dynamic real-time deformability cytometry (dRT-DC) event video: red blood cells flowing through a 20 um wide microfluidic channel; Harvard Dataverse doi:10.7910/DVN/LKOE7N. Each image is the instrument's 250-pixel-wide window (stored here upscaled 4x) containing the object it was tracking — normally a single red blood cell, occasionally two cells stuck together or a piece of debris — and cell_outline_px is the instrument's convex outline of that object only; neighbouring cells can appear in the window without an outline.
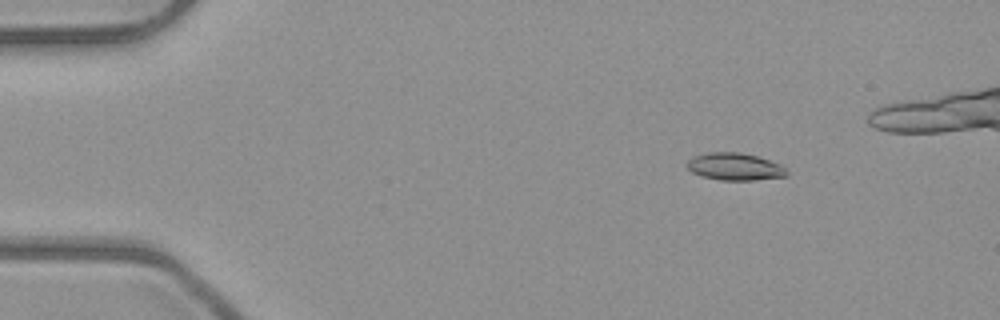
{"species": "common noctule bat (a hibernating species)", "species_latin": "Nyctalus noctula", "temperature_condition": "room temperature", "stored_images_in_passage": 47, "camera_frame_rate_fps": 3000, "um_per_image_px": 0.085, "animal": {"sex": "male", "body_mass_g": 23.1, "forearm_length_mm": 52.7}, "frame": {"image": 1, "passage_image": 8, "time_ms": 2.333, "image_size_px": [1000, 320], "cell_outline_px": [[788, 176], [756, 180], [720, 180], [704, 176], [692, 172], [688, 168], [688, 160], [692, 156], [708, 152], [740, 152], [756, 156], [780, 164], [788, 172]], "centroid_in_image_um": [62.47, 14.16], "position_along_channel_um": 22.5, "area_um2": 15.78}}
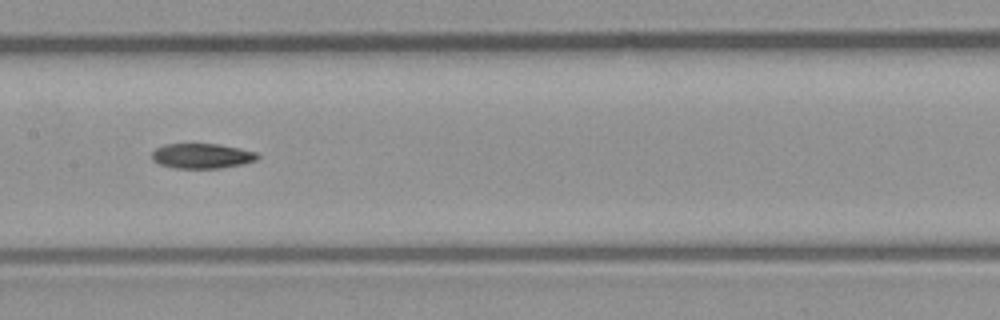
{"frame": {"image": 2, "passage_image": 27, "time_ms": 8.667, "image_size_px": [1000, 320], "cell_outline_px": [[260, 156], [256, 160], [244, 164], [220, 168], [176, 168], [160, 164], [152, 160], [152, 152], [156, 148], [164, 144], [216, 144], [240, 148], [256, 152]], "centroid_in_image_um": [17.17, 13.25], "position_along_channel_um": 190.2, "area_um2": 15.37}}
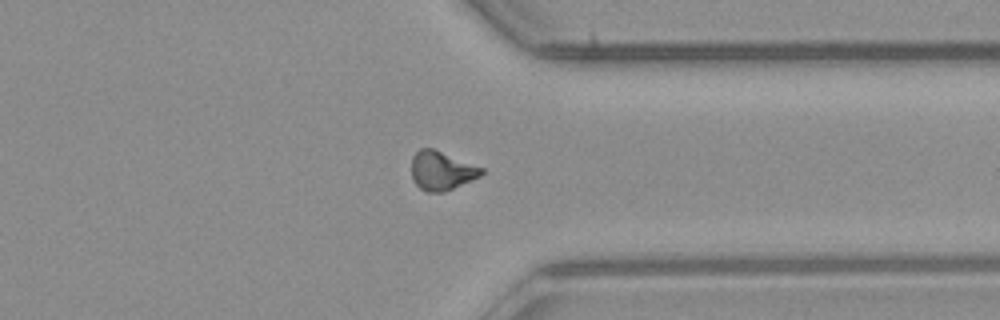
{"frame": {"image": 3, "passage_image": 41, "time_ms": 13.333, "image_size_px": [1000, 320], "cell_outline_px": [[484, 172], [480, 176], [444, 192], [428, 192], [420, 188], [412, 180], [412, 156], [420, 148], [432, 148], [484, 168]], "centroid_in_image_um": [37.52, 14.5], "position_along_channel_um": 373.9, "area_um2": 15.72}}